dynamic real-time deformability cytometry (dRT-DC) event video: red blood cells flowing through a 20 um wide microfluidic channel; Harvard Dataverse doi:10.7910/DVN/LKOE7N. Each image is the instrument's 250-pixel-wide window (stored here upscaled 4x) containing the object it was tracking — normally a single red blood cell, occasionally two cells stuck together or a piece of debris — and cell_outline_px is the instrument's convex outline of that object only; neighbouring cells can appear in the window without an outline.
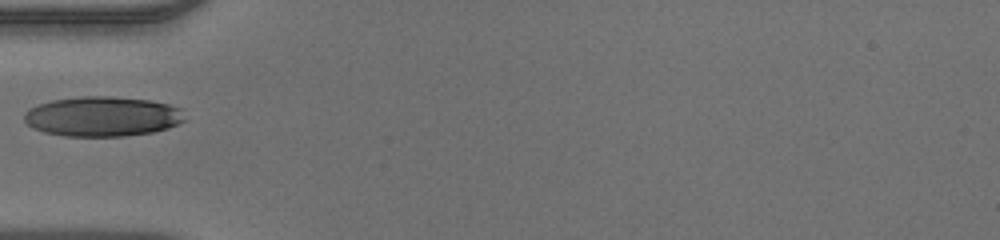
{"species": "human", "species_latin": "Homo sapiens", "temperature_condition": "warm", "stored_images_in_passage": 33, "camera_frame_rate_fps": 3000, "um_per_image_px": 0.085, "donor": {"sex": "male"}, "frame": {"image": 1, "passage_image": 1, "time_ms": 0.0, "image_size_px": [1000, 240], "cell_outline_px": [[184, 120], [168, 128], [152, 132], [124, 136], [64, 136], [44, 132], [32, 128], [24, 120], [24, 112], [28, 108], [36, 104], [52, 100], [80, 96], [112, 96], [152, 100], [184, 108]], "centroid_in_image_um": [8.7, 9.88], "position_along_channel_um": 76.3, "area_um2": 37.74}}
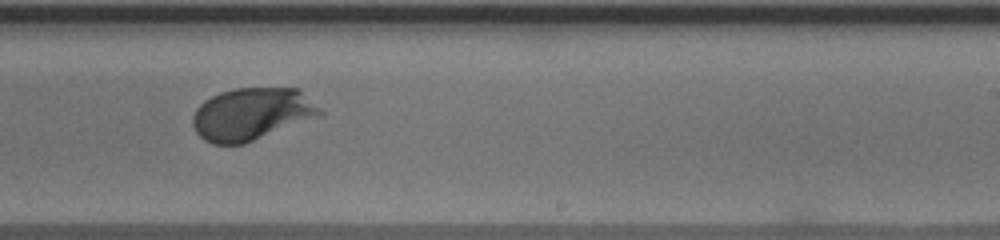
{"frame": {"image": 2, "passage_image": 15, "time_ms": 4.667, "image_size_px": [1000, 240], "cell_outline_px": [[324, 112], [320, 116], [244, 144], [212, 144], [204, 140], [196, 132], [192, 124], [192, 116], [196, 108], [204, 100], [220, 92], [236, 88], [300, 88]], "centroid_in_image_um": [21.39, 9.69], "position_along_channel_um": 267.6, "area_um2": 38.96}}
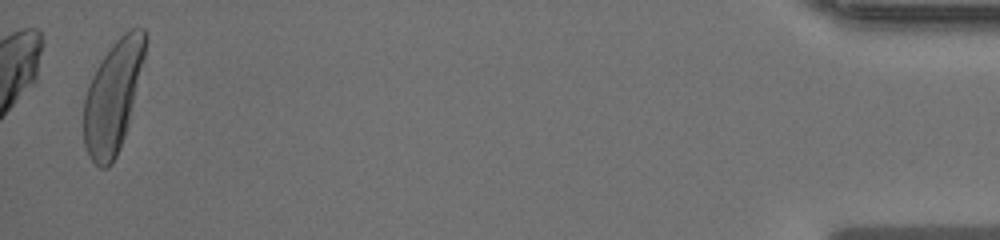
{"frame": {"image": 3, "passage_image": 33, "time_ms": 10.667, "image_size_px": [1000, 240], "cell_outline_px": [[148, 40], [144, 60], [128, 124], [120, 148], [112, 164], [108, 168], [100, 168], [88, 156], [84, 144], [84, 100], [92, 76], [96, 68], [112, 44], [124, 32], [132, 28], [144, 28], [148, 36]], "centroid_in_image_um": [9.62, 8.2], "position_along_channel_um": 425.6, "area_um2": 39.82}}